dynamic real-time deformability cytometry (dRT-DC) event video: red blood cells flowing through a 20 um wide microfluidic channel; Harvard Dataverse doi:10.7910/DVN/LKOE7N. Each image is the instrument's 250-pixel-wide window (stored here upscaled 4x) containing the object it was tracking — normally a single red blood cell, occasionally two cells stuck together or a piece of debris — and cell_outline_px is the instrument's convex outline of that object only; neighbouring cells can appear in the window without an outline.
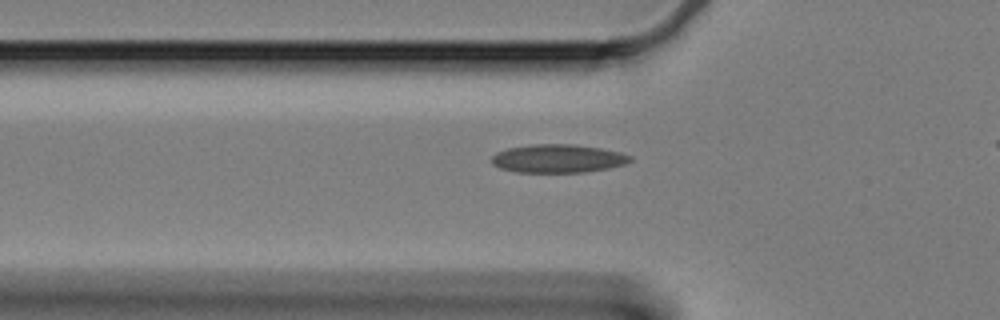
{"species": "Egyptian fruit bat (a non-hibernating species)", "species_latin": "Rousettus aegyptiacus", "temperature_condition": "cold", "stored_images_in_passage": 34, "camera_frame_rate_fps": 3000, "um_per_image_px": 0.085, "animal": {"sex": "female"}, "frame": {"image": 1, "passage_image": 2, "time_ms": 0.333, "image_size_px": [1000, 320], "cell_outline_px": [[632, 160], [624, 164], [608, 168], [584, 172], [516, 172], [500, 168], [492, 164], [492, 156], [496, 152], [508, 148], [532, 144], [576, 144], [600, 148], [620, 152], [632, 156]], "centroid_in_image_um": [47.42, 13.47], "position_along_channel_um": 78.4, "area_um2": 22.89}}
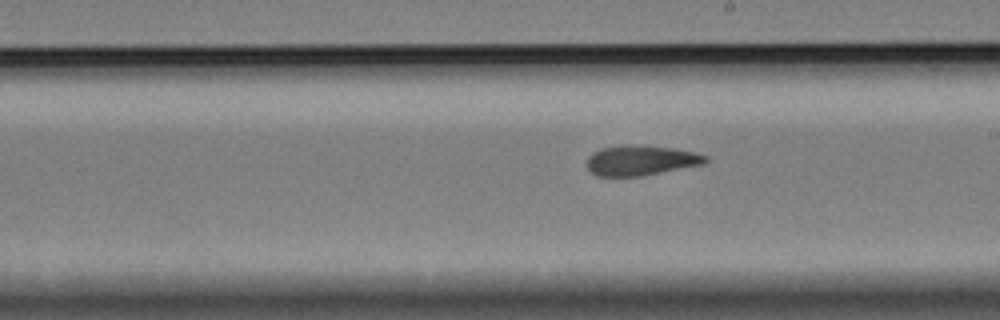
{"frame": {"image": 2, "passage_image": 16, "time_ms": 5.0, "image_size_px": [1000, 320], "cell_outline_px": [[708, 160], [704, 164], [640, 176], [596, 176], [588, 168], [588, 156], [592, 152], [600, 148], [620, 144], [640, 144], [676, 148], [696, 152], [708, 156]], "centroid_in_image_um": [54.48, 13.6], "position_along_channel_um": 234.5, "area_um2": 21.15}}
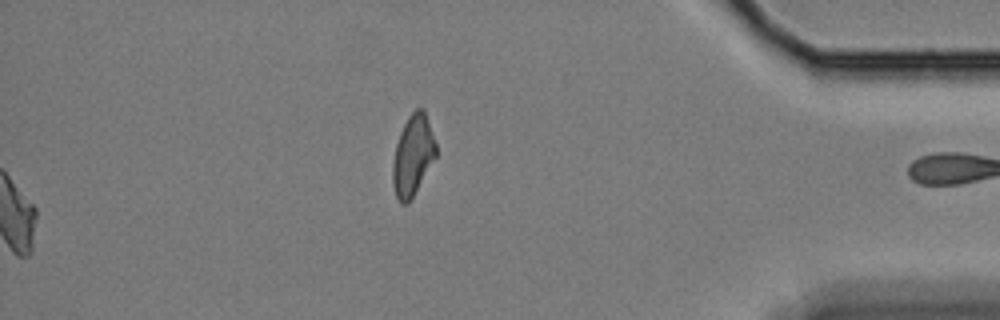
{"frame": {"image": 3, "passage_image": 34, "time_ms": 11.0, "image_size_px": [1000, 320], "cell_outline_px": [[436, 156], [408, 204], [400, 204], [396, 196], [392, 180], [392, 164], [396, 144], [400, 132], [408, 116], [416, 108], [424, 108], [436, 144]], "centroid_in_image_um": [35.08, 13.2], "position_along_channel_um": 400.1, "area_um2": 20.17}, "authors_computed_cell_mechanics": {"area_um2": 21.1548, "velocity_mm_per_s": 3.3241, "shape_relaxation_time_tau1_ms": null, "shape_relaxation_time_tau2_ms": 4.3083, "deformation_change_tau1": null, "deformation_change_tau2": 0.11}}